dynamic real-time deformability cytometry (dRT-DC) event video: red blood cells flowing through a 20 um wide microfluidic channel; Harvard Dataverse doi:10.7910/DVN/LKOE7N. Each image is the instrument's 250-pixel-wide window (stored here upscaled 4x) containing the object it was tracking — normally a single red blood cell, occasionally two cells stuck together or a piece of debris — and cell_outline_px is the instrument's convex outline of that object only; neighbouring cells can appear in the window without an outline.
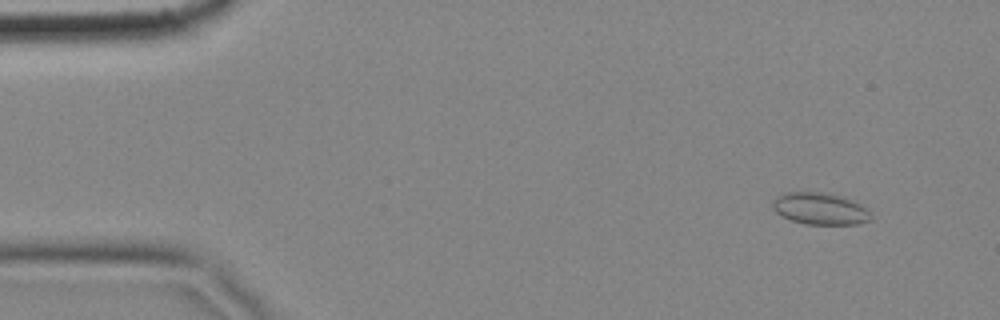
{"species": "common noctule bat (a hibernating species)", "species_latin": "Nyctalus noctula", "temperature_condition": "cold", "stored_images_in_passage": 57, "camera_frame_rate_fps": 3000, "um_per_image_px": 0.085, "animal": {"sex": "female", "body_mass_g": 18.4}, "frame": {"image": 1, "passage_image": 5, "time_ms": 1.333, "image_size_px": [1000, 320], "cell_outline_px": [[872, 220], [856, 224], [804, 224], [792, 220], [776, 212], [772, 208], [772, 200], [776, 196], [784, 192], [828, 192], [844, 196], [860, 204], [872, 216]], "centroid_in_image_um": [69.69, 17.72], "position_along_channel_um": 15.3, "area_um2": 18.38}}
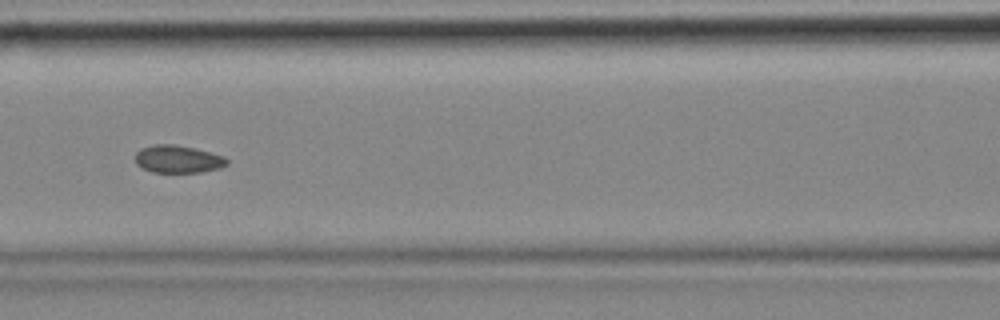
{"frame": {"image": 2, "passage_image": 25, "time_ms": 8.0, "image_size_px": [1000, 320], "cell_outline_px": [[228, 164], [220, 168], [200, 172], [152, 172], [136, 164], [136, 152], [140, 148], [152, 144], [172, 144], [196, 148], [224, 156], [228, 160]], "centroid_in_image_um": [15.13, 13.51], "position_along_channel_um": 151.5, "area_um2": 14.8}}
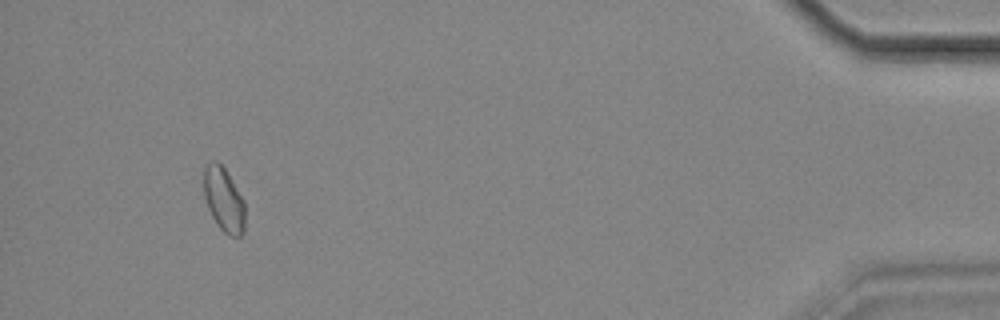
{"frame": {"image": 3, "passage_image": 54, "time_ms": 17.667, "image_size_px": [1000, 320], "cell_outline_px": [[244, 232], [240, 236], [228, 236], [216, 224], [208, 208], [204, 196], [204, 164], [212, 160], [216, 160], [224, 168], [232, 180], [244, 200]], "centroid_in_image_um": [19.01, 16.96], "position_along_channel_um": 416.2, "area_um2": 15.49}, "authors_computed_cell_mechanics": {"area_um2": 15.2014, "velocity_mm_per_s": 3.4773, "shape_relaxation_time_tau1_ms": 6.6914, "shape_relaxation_time_tau2_ms": 1.866, "deformation_change_tau1": 0.0983, "deformation_change_tau2": 0.0603}}